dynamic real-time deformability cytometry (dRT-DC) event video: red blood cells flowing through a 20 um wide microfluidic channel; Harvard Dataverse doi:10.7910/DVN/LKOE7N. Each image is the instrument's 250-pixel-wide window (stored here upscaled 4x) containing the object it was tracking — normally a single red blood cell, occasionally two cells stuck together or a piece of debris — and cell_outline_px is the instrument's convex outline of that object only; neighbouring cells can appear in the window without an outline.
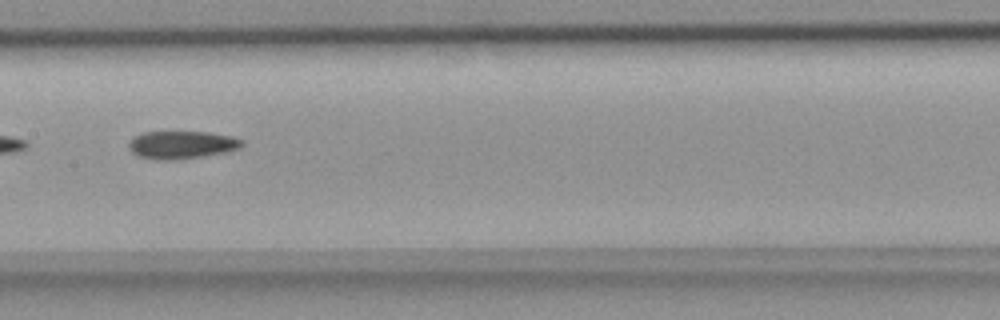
{"species": "common noctule bat (a hibernating species)", "species_latin": "Nyctalus noctula", "temperature_condition": "room temperature", "stored_images_in_passage": 7, "segment_of_instrument_passage": [2, 2], "camera_frame_rate_fps": 3000, "um_per_image_px": 0.085, "animal": {"sex": "female", "body_mass_g": 18.4}, "frame": {"image": 1, "passage_image": 7, "time_ms": 2.0, "image_size_px": [1000, 320], "cell_outline_px": [[244, 144], [240, 148], [228, 152], [200, 156], [164, 160], [140, 156], [132, 152], [128, 148], [128, 144], [136, 136], [144, 132], [208, 132], [232, 136], [244, 140]], "centroid_in_image_um": [15.51, 12.29], "position_along_channel_um": 191.9, "area_um2": 18.03}}